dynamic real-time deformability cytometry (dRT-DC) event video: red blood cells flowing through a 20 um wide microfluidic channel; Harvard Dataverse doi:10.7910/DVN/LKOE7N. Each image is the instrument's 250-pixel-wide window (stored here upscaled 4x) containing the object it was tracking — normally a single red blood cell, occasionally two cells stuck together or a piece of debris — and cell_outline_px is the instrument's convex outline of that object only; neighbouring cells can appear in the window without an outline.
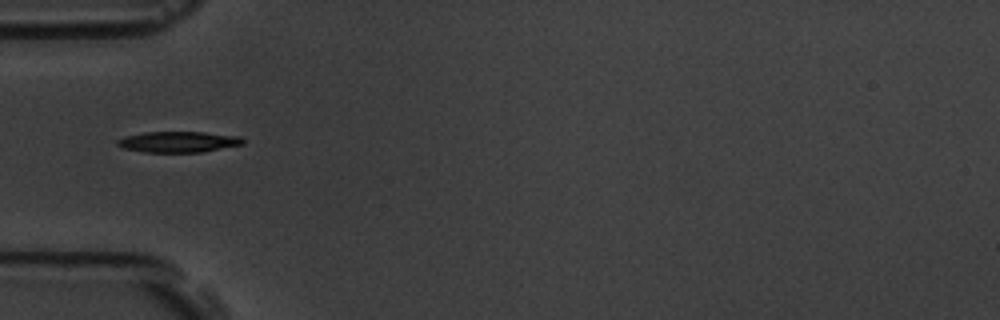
{"species": "common noctule bat (a hibernating species)", "species_latin": "Nyctalus noctula", "temperature_condition": "room temperature", "stored_images_in_passage": 39, "camera_frame_rate_fps": 3000, "um_per_image_px": 0.085, "animal": {"sex": "male", "body_mass_g": 19.5, "forearm_length_mm": 54.6}, "frame": {"image": 1, "passage_image": 1, "time_ms": 0.0, "image_size_px": [1000, 320], "cell_outline_px": [[244, 144], [204, 152], [144, 152], [124, 148], [116, 144], [116, 140], [124, 136], [144, 132], [204, 132], [240, 136], [244, 140]], "centroid_in_image_um": [15.17, 12.05], "position_along_channel_um": 69.8, "area_um2": 15.37}}
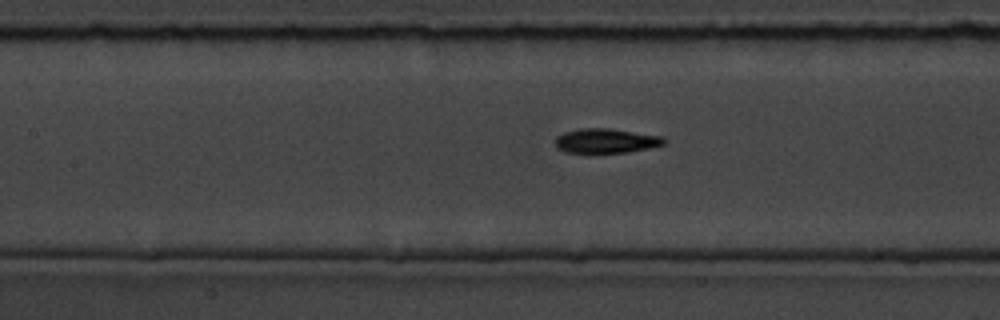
{"frame": {"image": 2, "passage_image": 8, "time_ms": 2.333, "image_size_px": [1000, 320], "cell_outline_px": [[664, 144], [648, 148], [628, 152], [592, 156], [564, 152], [556, 148], [556, 136], [564, 132], [580, 128], [608, 128], [664, 136]], "centroid_in_image_um": [51.43, 12.02], "position_along_channel_um": 156.0, "area_um2": 16.36}}
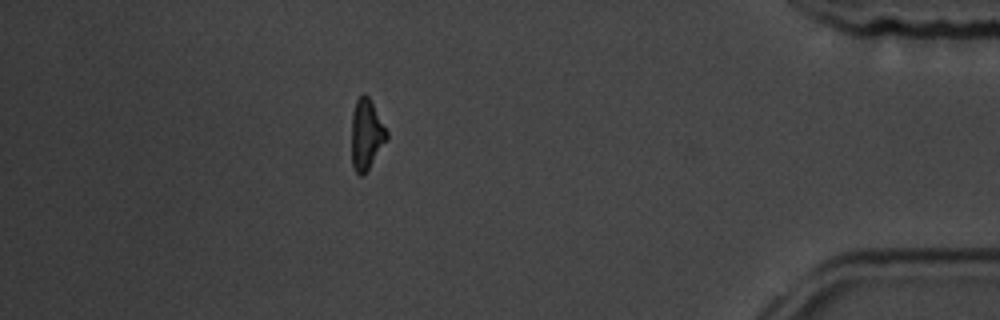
{"frame": {"image": 3, "passage_image": 32, "time_ms": 10.333, "image_size_px": [1000, 320], "cell_outline_px": [[388, 140], [368, 168], [360, 176], [356, 172], [352, 164], [352, 112], [356, 100], [364, 92], [368, 96], [388, 132]], "centroid_in_image_um": [31.14, 11.4], "position_along_channel_um": 404.1, "area_um2": 14.28}, "authors_computed_cell_mechanics": {"area_um2": 15.2014, "velocity_mm_per_s": 3.671, "shape_relaxation_time_tau1_ms": 2.3533, "shape_relaxation_time_tau2_ms": 4.6484, "deformation_change_tau1": 0.134, "deformation_change_tau2": 0.1307}}